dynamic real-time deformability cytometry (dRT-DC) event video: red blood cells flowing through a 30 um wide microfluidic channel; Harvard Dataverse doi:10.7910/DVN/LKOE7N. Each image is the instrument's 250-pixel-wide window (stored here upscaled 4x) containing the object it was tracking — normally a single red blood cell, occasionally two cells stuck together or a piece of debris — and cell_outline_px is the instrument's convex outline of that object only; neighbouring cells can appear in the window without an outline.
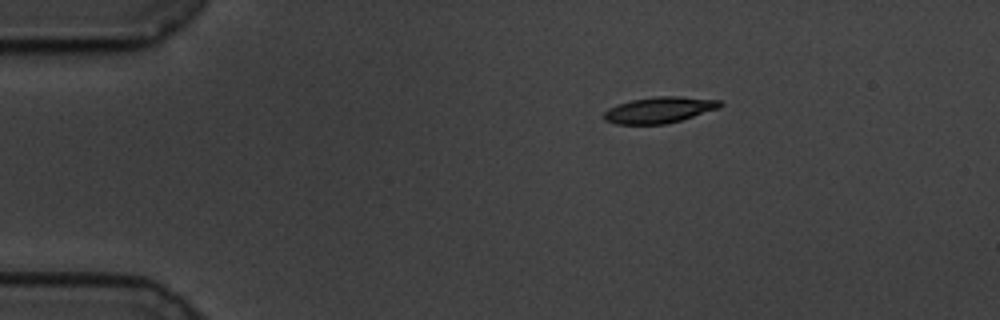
{"species": "common noctule bat (a hibernating species)", "species_latin": "Nyctalus noctula", "temperature_condition": "cold", "stored_images_in_passage": 50, "camera_frame_rate_fps": 3000, "um_per_image_px": 0.085, "animal": {"sex": "male", "body_mass_g": 19.5, "forearm_length_mm": 54.6}, "frame": {"image": 1, "passage_image": 1, "time_ms": 0.0, "image_size_px": [1000, 320], "cell_outline_px": [[724, 104], [720, 108], [680, 120], [664, 124], [616, 124], [604, 120], [604, 112], [608, 108], [616, 104], [632, 100], [656, 96], [680, 96], [720, 100]], "centroid_in_image_um": [56.04, 9.34], "position_along_channel_um": 29.0, "area_um2": 17.69}}
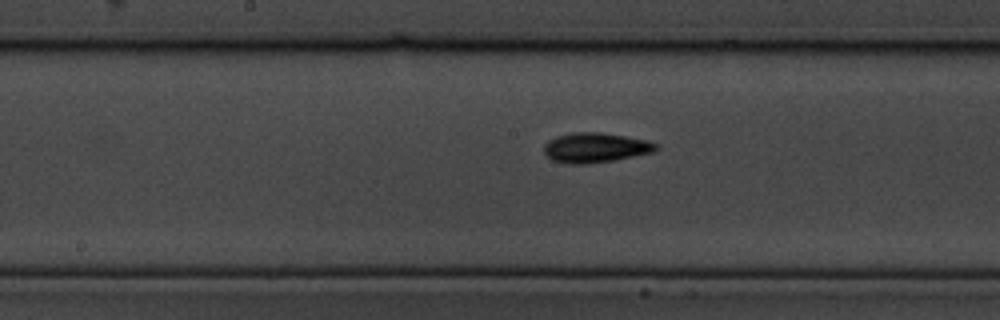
{"frame": {"image": 2, "passage_image": 21, "time_ms": 6.667, "image_size_px": [1000, 320], "cell_outline_px": [[660, 148], [652, 152], [612, 160], [584, 164], [568, 164], [552, 160], [544, 152], [544, 144], [548, 140], [556, 136], [572, 132], [600, 132], [648, 140], [660, 144]], "centroid_in_image_um": [50.6, 12.54], "position_along_channel_um": 197.6, "area_um2": 19.48}}
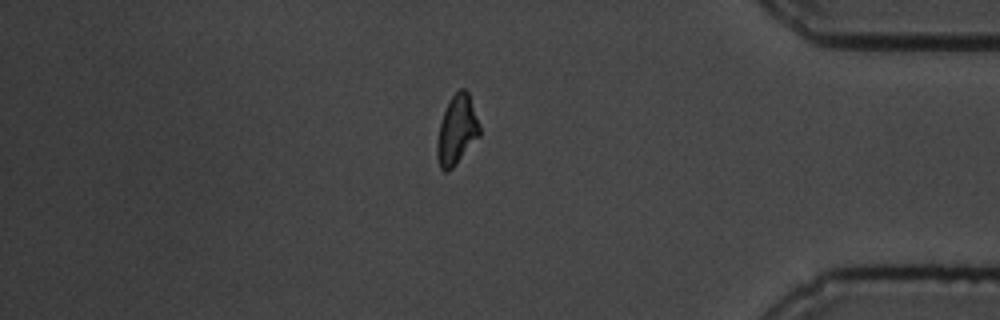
{"frame": {"image": 3, "passage_image": 41, "time_ms": 13.333, "image_size_px": [1000, 320], "cell_outline_px": [[480, 136], [452, 168], [448, 172], [444, 172], [440, 168], [436, 156], [436, 144], [440, 124], [444, 112], [452, 96], [460, 88], [464, 88], [468, 92], [480, 128]], "centroid_in_image_um": [38.81, 11.09], "position_along_channel_um": 396.4, "area_um2": 16.94}, "authors_computed_cell_mechanics": {"area_um2": 17.5712, "velocity_mm_per_s": 3.4052, "shape_relaxation_time_tau1_ms": 3.1381, "shape_relaxation_time_tau2_ms": 7.5318, "deformation_change_tau1": 0.1282, "deformation_change_tau2": 0.1332}}